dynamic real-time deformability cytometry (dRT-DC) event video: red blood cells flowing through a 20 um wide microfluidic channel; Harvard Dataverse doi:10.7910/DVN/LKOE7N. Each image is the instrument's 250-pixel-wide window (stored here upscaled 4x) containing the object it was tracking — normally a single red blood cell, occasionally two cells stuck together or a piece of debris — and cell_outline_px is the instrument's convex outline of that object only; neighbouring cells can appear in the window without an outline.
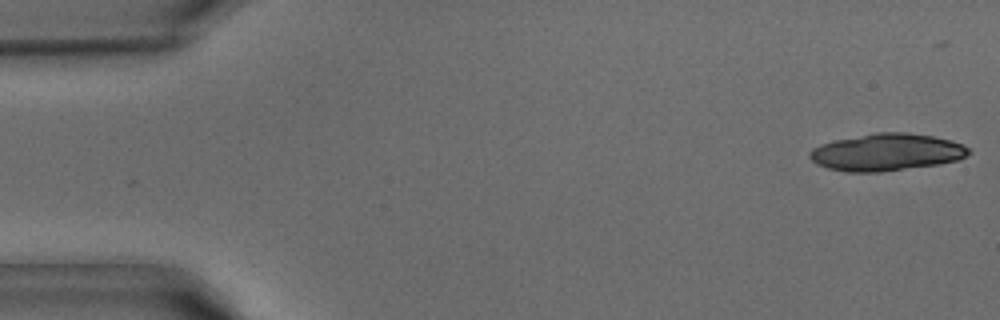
{"species": "common noctule bat (a hibernating species)", "species_latin": "Nyctalus noctula", "temperature_condition": "warm", "stored_images_in_passage": 13, "camera_frame_rate_fps": 3000, "um_per_image_px": 0.085, "animal": {"sex": "male", "body_mass_g": 15.6}, "frame": {"image": 1, "passage_image": 1, "time_ms": 0.0, "image_size_px": [1000, 320], "cell_outline_px": [[972, 152], [956, 160], [940, 164], [880, 172], [848, 172], [828, 168], [816, 164], [808, 156], [808, 152], [812, 148], [820, 144], [832, 140], [876, 132], [908, 132], [932, 136], [952, 140], [964, 144]], "centroid_in_image_um": [75.33, 12.93], "position_along_channel_um": 9.7, "area_um2": 34.68}}